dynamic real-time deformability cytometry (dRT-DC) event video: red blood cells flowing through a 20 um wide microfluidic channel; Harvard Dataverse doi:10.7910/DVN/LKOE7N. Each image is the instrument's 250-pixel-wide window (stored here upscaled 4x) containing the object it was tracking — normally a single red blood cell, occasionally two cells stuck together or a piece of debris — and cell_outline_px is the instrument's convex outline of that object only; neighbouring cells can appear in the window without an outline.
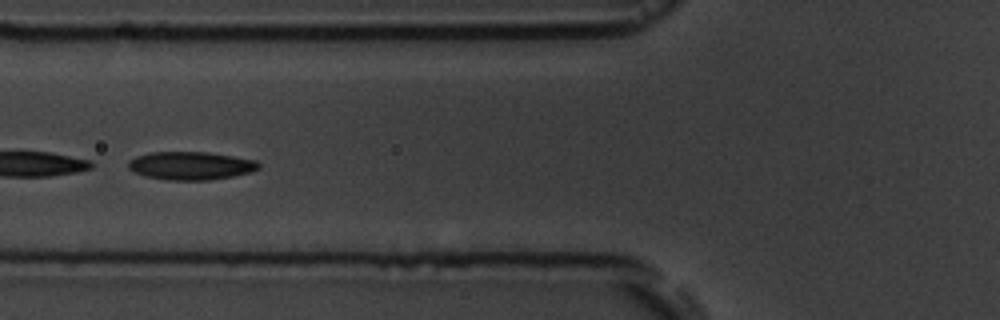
{"species": "common noctule bat (a hibernating species)", "species_latin": "Nyctalus noctula", "temperature_condition": "room temperature", "stored_images_in_passage": 10, "camera_frame_rate_fps": 3000, "um_per_image_px": 0.085, "animal": {"sex": "male", "body_mass_g": 19.5, "forearm_length_mm": 54.6}, "frame": {"image": 1, "passage_image": 5, "time_ms": 4.667, "image_size_px": [1000, 320], "cell_outline_px": [[260, 168], [252, 172], [232, 176], [208, 180], [168, 180], [144, 176], [132, 172], [128, 168], [128, 160], [136, 156], [148, 152], [208, 152], [256, 160], [260, 164]], "centroid_in_image_um": [16.18, 14.08], "position_along_channel_um": 109.6, "area_um2": 21.56}}